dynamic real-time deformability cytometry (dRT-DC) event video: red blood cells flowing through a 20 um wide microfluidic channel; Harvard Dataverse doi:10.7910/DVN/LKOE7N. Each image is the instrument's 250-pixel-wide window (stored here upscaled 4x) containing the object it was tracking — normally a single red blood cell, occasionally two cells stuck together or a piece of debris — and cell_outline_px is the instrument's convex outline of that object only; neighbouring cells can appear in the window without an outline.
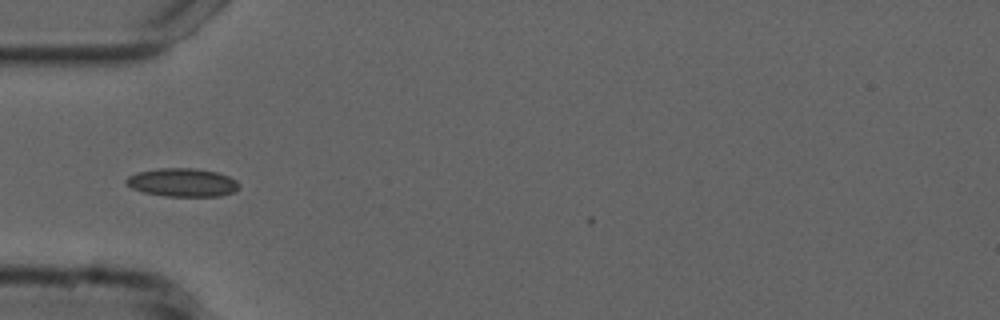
{"species": "common noctule bat (a hibernating species)", "species_latin": "Nyctalus noctula", "temperature_condition": "cold", "stored_images_in_passage": 37, "camera_frame_rate_fps": 3000, "um_per_image_px": 0.085, "animal": {"sex": "male", "forearm_length_mm": 52.5}, "frame": {"image": 1, "passage_image": 1, "time_ms": 0.0, "image_size_px": [1000, 320], "cell_outline_px": [[240, 184], [232, 192], [220, 196], [164, 196], [144, 192], [132, 188], [124, 180], [128, 176], [136, 172], [160, 168], [196, 168], [216, 172], [228, 176], [236, 180]], "centroid_in_image_um": [15.48, 15.5], "position_along_channel_um": 69.5, "area_um2": 18.55}}
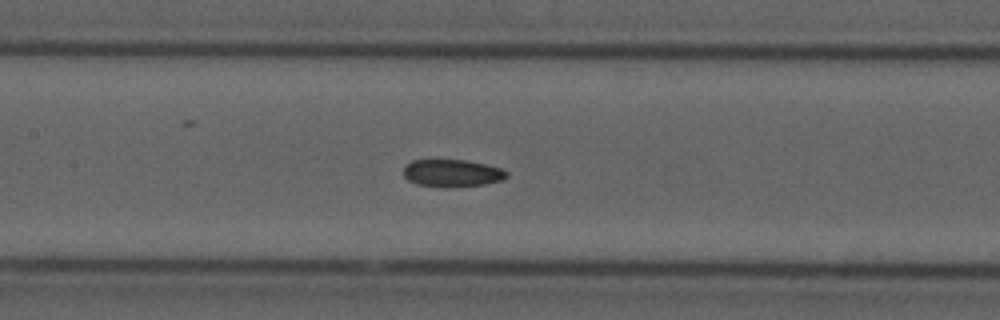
{"frame": {"image": 2, "passage_image": 9, "time_ms": 2.667, "image_size_px": [1000, 320], "cell_outline_px": [[508, 176], [504, 180], [484, 184], [444, 188], [416, 184], [408, 180], [404, 176], [404, 164], [412, 160], [468, 160], [500, 168], [508, 172]], "centroid_in_image_um": [38.41, 14.72], "position_along_channel_um": 169.0, "area_um2": 16.65}}
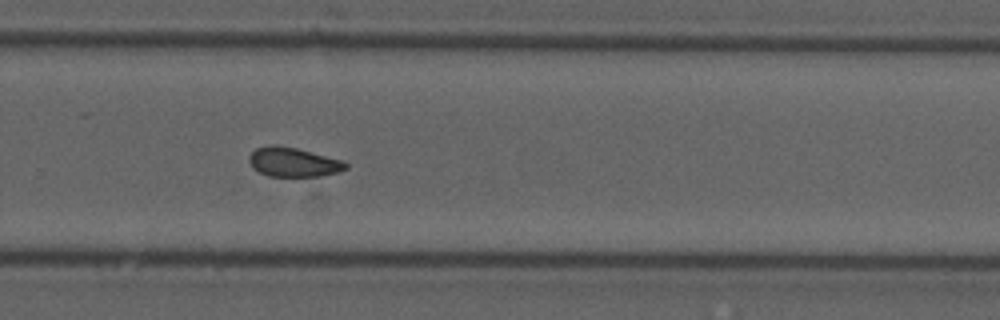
{"frame": {"image": 3, "passage_image": 20, "time_ms": 6.333, "image_size_px": [1000, 320], "cell_outline_px": [[348, 168], [340, 172], [320, 176], [268, 176], [260, 172], [248, 160], [248, 156], [256, 148], [268, 144], [276, 144], [296, 148], [344, 160], [348, 164]], "centroid_in_image_um": [24.97, 13.77], "position_along_channel_um": 304.8, "area_um2": 16.59}, "authors_computed_cell_mechanics": {"area_um2": 16.762, "velocity_mm_per_s": 3.7186, "shape_relaxation_time_tau1_ms": 10.3014, "shape_relaxation_time_tau2_ms": 2.8342, "deformation_change_tau1": 0.1547, "deformation_change_tau2": 0.0824}}